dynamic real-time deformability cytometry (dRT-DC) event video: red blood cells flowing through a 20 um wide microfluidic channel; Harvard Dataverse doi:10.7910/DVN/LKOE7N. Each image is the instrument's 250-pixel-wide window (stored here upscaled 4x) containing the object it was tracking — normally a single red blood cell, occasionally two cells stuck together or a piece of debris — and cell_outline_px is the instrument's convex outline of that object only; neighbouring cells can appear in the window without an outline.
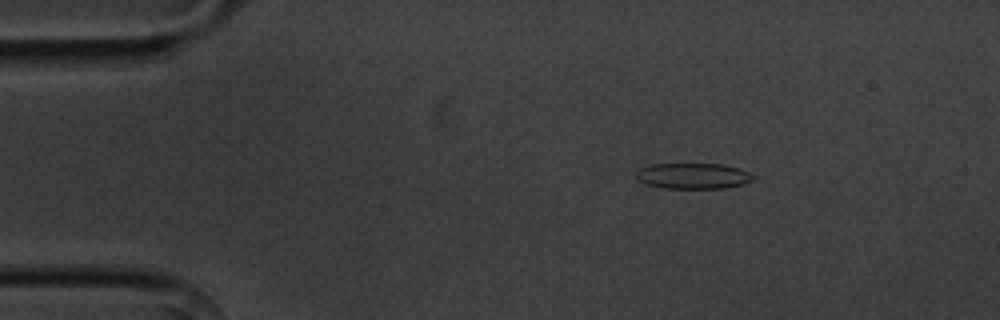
{"species": "common noctule bat (a hibernating species)", "species_latin": "Nyctalus noctula", "temperature_condition": "cold", "stored_images_in_passage": 3, "camera_frame_rate_fps": 3000, "um_per_image_px": 0.085, "animal": {"sex": "male", "body_mass_g": 20.1, "forearm_length_mm": 53.5}, "frame": {"image": 1, "passage_image": 1, "time_ms": 0.0, "image_size_px": [1000, 320], "cell_outline_px": [[756, 176], [752, 180], [740, 184], [724, 188], [664, 188], [648, 184], [636, 180], [636, 172], [640, 168], [652, 164], [720, 164], [736, 168], [748, 172]], "centroid_in_image_um": [58.87, 14.95], "position_along_channel_um": 26.1, "area_um2": 17.34}}